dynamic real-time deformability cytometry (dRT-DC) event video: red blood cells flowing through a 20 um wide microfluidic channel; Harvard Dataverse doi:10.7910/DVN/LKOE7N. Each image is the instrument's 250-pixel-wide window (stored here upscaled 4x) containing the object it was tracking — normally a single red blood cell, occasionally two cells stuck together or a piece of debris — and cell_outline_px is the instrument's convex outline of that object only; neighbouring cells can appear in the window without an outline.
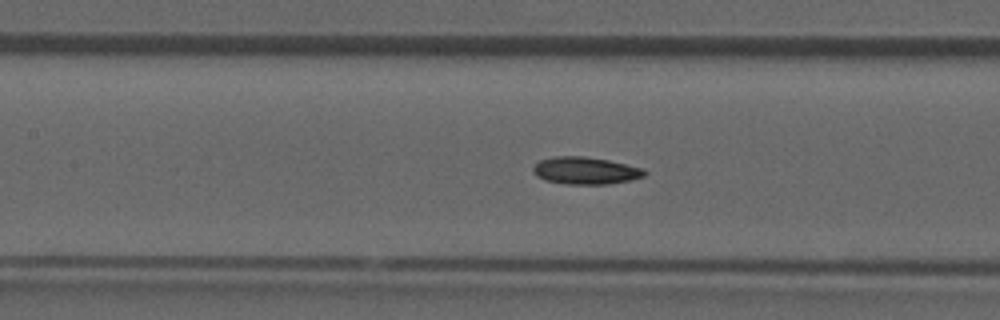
{"species": "common noctule bat (a hibernating species)", "species_latin": "Nyctalus noctula", "temperature_condition": "room temperature", "stored_images_in_passage": 52, "camera_frame_rate_fps": 3000, "um_per_image_px": 0.085, "animal": {"sex": "male", "forearm_length_mm": 52.5}, "frame": {"image": 1, "passage_image": 23, "time_ms": 7.333, "image_size_px": [1000, 320], "cell_outline_px": [[648, 172], [644, 176], [628, 180], [608, 184], [568, 184], [544, 180], [536, 176], [532, 172], [532, 168], [540, 160], [552, 156], [584, 156], [608, 160], [644, 168]], "centroid_in_image_um": [49.74, 14.5], "position_along_channel_um": 157.7, "area_um2": 17.74}, "authors_computed_cell_mechanics": {"area_um2": 17.3978, "velocity_mm_per_s": 3.8566, "shape_relaxation_time_tau1_ms": null, "shape_relaxation_time_tau2_ms": 5.8433, "deformation_change_tau1": null, "deformation_change_tau2": 0.1227}}